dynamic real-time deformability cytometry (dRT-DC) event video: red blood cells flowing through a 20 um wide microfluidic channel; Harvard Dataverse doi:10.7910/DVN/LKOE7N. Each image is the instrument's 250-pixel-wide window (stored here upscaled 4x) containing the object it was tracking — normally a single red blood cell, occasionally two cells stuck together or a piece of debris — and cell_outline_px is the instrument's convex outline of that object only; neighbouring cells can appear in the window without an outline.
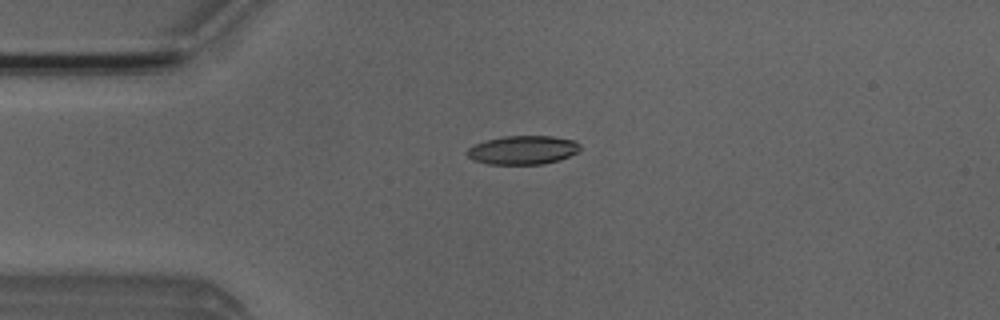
{"species": "Egyptian fruit bat (a non-hibernating species)", "species_latin": "Rousettus aegyptiacus", "temperature_condition": "room temperature", "stored_images_in_passage": 4, "camera_frame_rate_fps": 3000, "um_per_image_px": 0.085, "animal": {"sex": "male"}, "frame": {"image": 1, "passage_image": 3, "time_ms": 3.333, "image_size_px": [1000, 320], "cell_outline_px": [[580, 148], [576, 152], [560, 160], [544, 164], [488, 164], [472, 160], [464, 152], [468, 148], [476, 144], [488, 140], [504, 136], [552, 136], [576, 140], [580, 144]], "centroid_in_image_um": [44.44, 12.75], "position_along_channel_um": 40.6, "area_um2": 18.96}}